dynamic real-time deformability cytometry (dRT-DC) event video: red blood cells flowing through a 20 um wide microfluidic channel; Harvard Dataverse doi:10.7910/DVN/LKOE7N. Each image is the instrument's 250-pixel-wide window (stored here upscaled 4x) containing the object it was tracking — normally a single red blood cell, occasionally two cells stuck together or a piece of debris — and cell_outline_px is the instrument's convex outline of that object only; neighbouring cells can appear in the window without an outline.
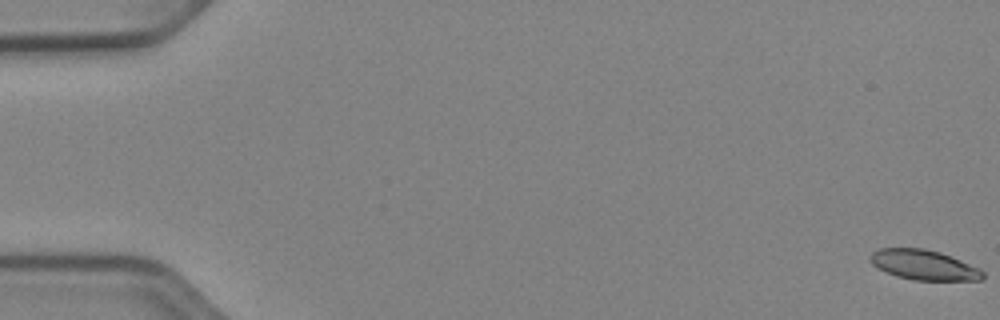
{"species": "Egyptian fruit bat (a non-hibernating species)", "species_latin": "Rousettus aegyptiacus", "temperature_condition": "cold", "stored_images_in_passage": 16, "camera_frame_rate_fps": 3000, "um_per_image_px": 0.085, "animal": {"sex": "female"}, "frame": {"image": 1, "passage_image": 1, "time_ms": 0.0, "image_size_px": [1000, 320], "cell_outline_px": [[984, 276], [980, 280], [912, 280], [896, 276], [876, 268], [872, 264], [872, 252], [880, 248], [924, 248], [940, 252], [980, 268], [984, 272]], "centroid_in_image_um": [78.53, 22.52], "position_along_channel_um": 6.5, "area_um2": 19.59}}